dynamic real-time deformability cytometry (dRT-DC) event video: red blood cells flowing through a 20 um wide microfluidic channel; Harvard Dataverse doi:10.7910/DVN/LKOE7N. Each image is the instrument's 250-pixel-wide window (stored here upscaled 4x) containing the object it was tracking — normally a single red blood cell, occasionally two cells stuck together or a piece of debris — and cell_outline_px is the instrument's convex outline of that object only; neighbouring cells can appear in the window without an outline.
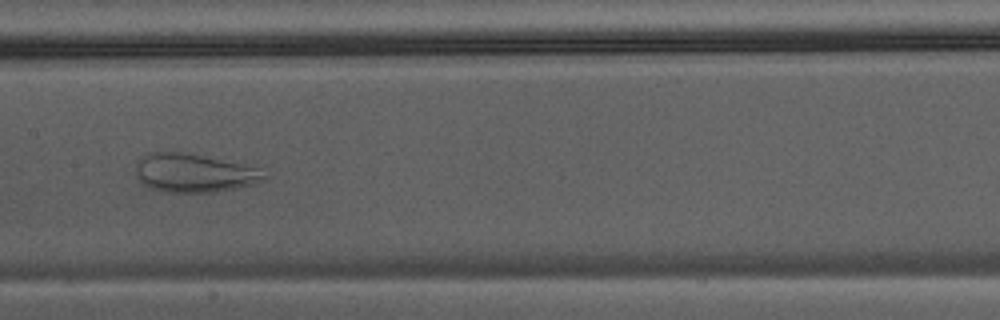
{"species": "Egyptian fruit bat (a non-hibernating species)", "species_latin": "Rousettus aegyptiacus", "temperature_condition": "warm", "stored_images_in_passage": 33, "camera_frame_rate_fps": 3000, "um_per_image_px": 0.085, "animal": {"sex": "male"}, "frame": {"image": 1, "passage_image": 10, "time_ms": 3.0, "image_size_px": [1000, 320], "cell_outline_px": [[268, 176], [264, 180], [256, 184], [216, 192], [164, 192], [148, 188], [136, 176], [136, 164], [148, 152], [180, 152], [244, 164], [256, 168]], "centroid_in_image_um": [16.49, 14.72], "position_along_channel_um": 190.9, "area_um2": 28.67}}